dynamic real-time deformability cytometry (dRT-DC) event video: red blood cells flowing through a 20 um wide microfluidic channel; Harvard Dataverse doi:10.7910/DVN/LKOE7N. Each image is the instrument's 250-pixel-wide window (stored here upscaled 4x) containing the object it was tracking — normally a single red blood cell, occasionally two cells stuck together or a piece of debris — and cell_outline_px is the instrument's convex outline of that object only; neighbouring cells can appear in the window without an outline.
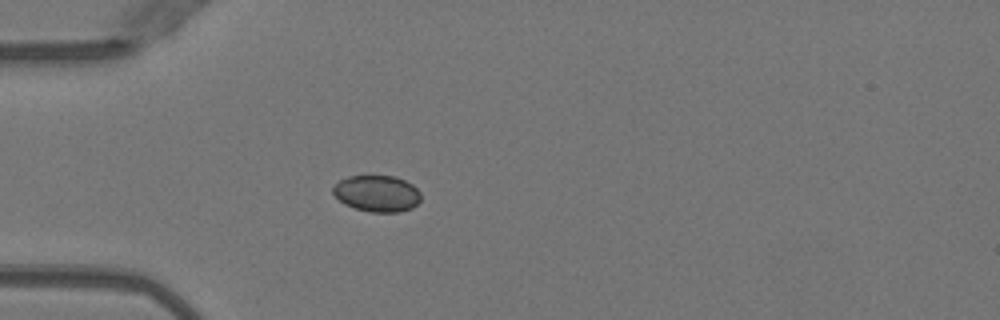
{"species": "Egyptian fruit bat (a non-hibernating species)", "species_latin": "Rousettus aegyptiacus", "temperature_condition": "warm", "stored_images_in_passage": 44, "camera_frame_rate_fps": 3000, "um_per_image_px": 0.085, "animal": {"sex": "female"}, "frame": {"image": 1, "passage_image": 16, "time_ms": 5.0, "image_size_px": [1000, 320], "cell_outline_px": [[420, 200], [412, 208], [400, 212], [372, 212], [356, 208], [344, 204], [332, 192], [332, 188], [340, 180], [348, 176], [396, 176], [412, 184], [420, 192]], "centroid_in_image_um": [32.05, 16.44], "position_along_channel_um": 52.9, "area_um2": 18.55}}
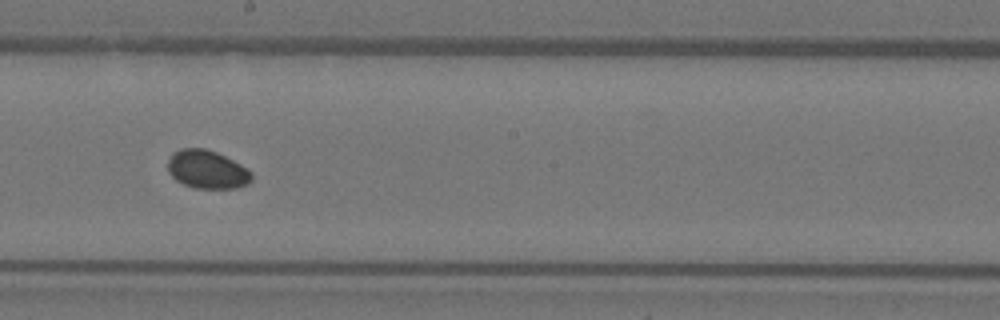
{"frame": {"image": 2, "passage_image": 30, "time_ms": 9.667, "image_size_px": [1000, 320], "cell_outline_px": [[252, 180], [248, 184], [236, 188], [196, 188], [184, 184], [176, 180], [168, 172], [168, 160], [172, 152], [180, 148], [204, 148], [216, 152], [248, 168], [252, 172]], "centroid_in_image_um": [17.6, 14.4], "position_along_channel_um": 230.6, "area_um2": 18.79}}
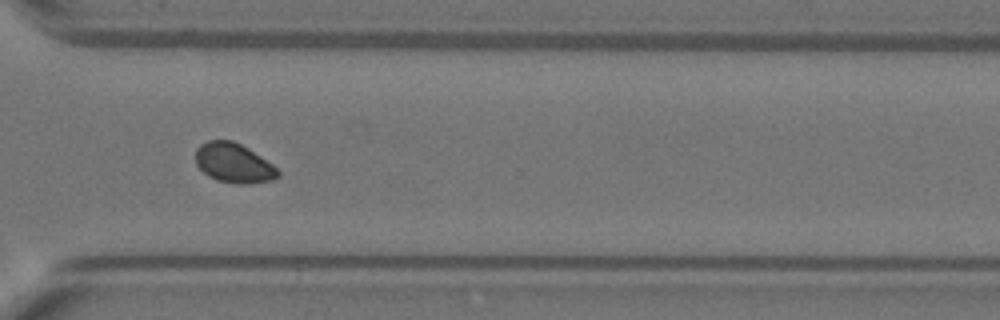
{"frame": {"image": 3, "passage_image": 39, "time_ms": 12.667, "image_size_px": [1000, 320], "cell_outline_px": [[280, 176], [272, 180], [248, 184], [236, 184], [216, 180], [208, 176], [196, 164], [196, 148], [200, 144], [208, 140], [232, 140], [248, 148], [272, 164], [280, 172]], "centroid_in_image_um": [19.86, 13.86], "position_along_channel_um": 350.7, "area_um2": 19.02}, "authors_computed_cell_mechanics": {"area_um2": 18.8428, "velocity_mm_per_s": 4.0122, "shape_relaxation_time_tau1_ms": null, "shape_relaxation_time_tau2_ms": 5.3812, "deformation_change_tau1": null, "deformation_change_tau2": 0.0473}}